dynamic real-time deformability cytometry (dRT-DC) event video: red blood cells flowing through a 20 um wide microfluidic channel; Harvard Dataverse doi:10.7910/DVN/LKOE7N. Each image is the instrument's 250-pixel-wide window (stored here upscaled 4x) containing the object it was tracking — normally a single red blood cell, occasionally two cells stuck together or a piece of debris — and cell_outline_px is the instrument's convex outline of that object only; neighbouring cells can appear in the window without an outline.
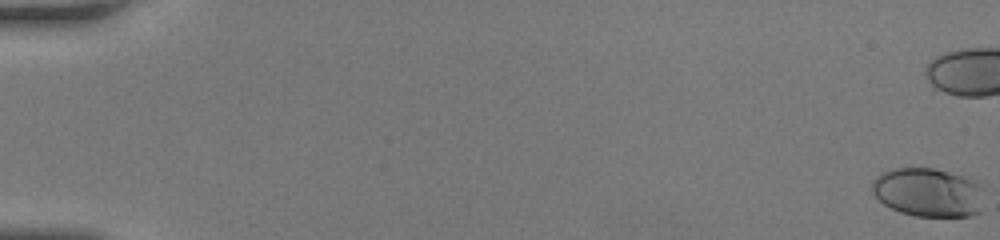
{"species": "human", "species_latin": "Homo sapiens", "temperature_condition": "room temperature", "stored_images_in_passage": 43, "camera_frame_rate_fps": 3000, "um_per_image_px": 0.085, "donor": {"sex": "female"}, "frame": {"image": 1, "passage_image": 1, "time_ms": 0.0, "image_size_px": [1000, 240], "cell_outline_px": [[980, 212], [972, 216], [916, 216], [900, 212], [884, 204], [872, 192], [872, 184], [876, 176], [892, 168], [932, 168], [972, 176], [980, 188]], "centroid_in_image_um": [78.89, 16.33], "position_along_channel_um": 6.1, "area_um2": 31.85}}